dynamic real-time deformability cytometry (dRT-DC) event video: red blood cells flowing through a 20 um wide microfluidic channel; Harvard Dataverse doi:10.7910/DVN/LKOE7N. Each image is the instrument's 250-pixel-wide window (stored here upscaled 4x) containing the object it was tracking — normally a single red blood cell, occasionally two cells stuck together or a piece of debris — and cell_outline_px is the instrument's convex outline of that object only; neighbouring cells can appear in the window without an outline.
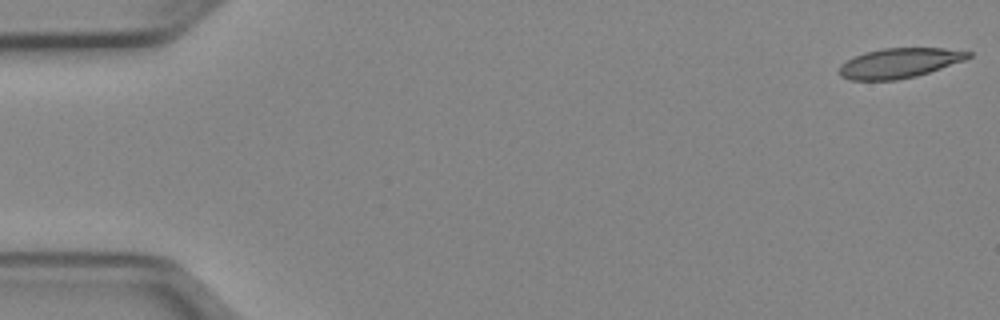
{"species": "Egyptian fruit bat (a non-hibernating species)", "species_latin": "Rousettus aegyptiacus", "temperature_condition": "cold", "stored_images_in_passage": 51, "camera_frame_rate_fps": 3000, "um_per_image_px": 0.085, "animal": {"sex": "female"}, "frame": {"image": 1, "passage_image": 1, "time_ms": 0.0, "image_size_px": [1000, 320], "cell_outline_px": [[972, 56], [964, 60], [916, 76], [896, 80], [852, 80], [840, 76], [840, 64], [864, 52], [880, 48], [944, 48], [972, 52]], "centroid_in_image_um": [76.44, 5.35], "position_along_channel_um": 8.6, "area_um2": 22.25}}
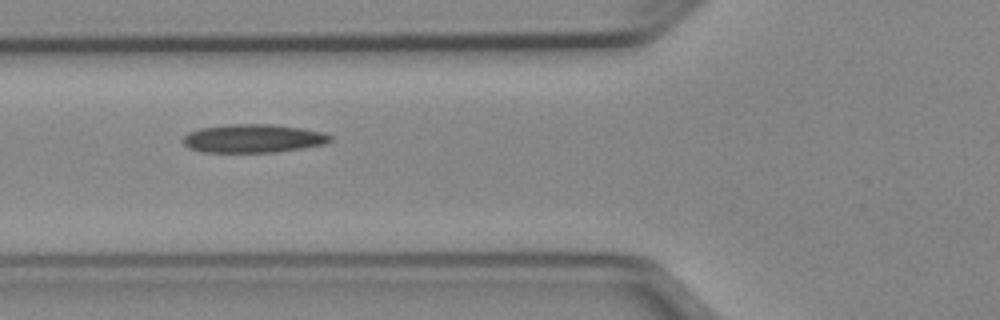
{"frame": {"image": 2, "passage_image": 19, "time_ms": 6.0, "image_size_px": [1000, 320], "cell_outline_px": [[332, 140], [324, 144], [276, 152], [204, 152], [188, 148], [180, 140], [188, 132], [200, 128], [232, 124], [272, 124], [300, 128], [324, 132], [332, 136]], "centroid_in_image_um": [21.49, 11.77], "position_along_channel_um": 104.3, "area_um2": 24.39}}
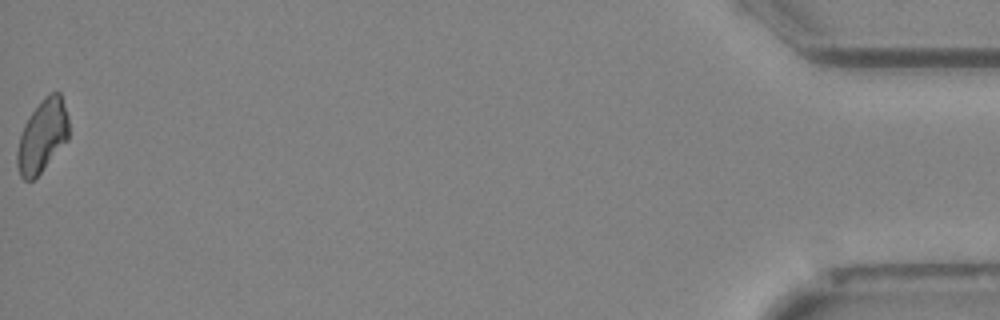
{"frame": {"image": 3, "passage_image": 51, "time_ms": 16.667, "image_size_px": [1000, 320], "cell_outline_px": [[68, 140], [44, 168], [32, 180], [24, 180], [20, 176], [16, 164], [16, 152], [20, 136], [24, 124], [32, 112], [44, 96], [52, 92], [60, 92], [68, 116]], "centroid_in_image_um": [3.59, 11.56], "position_along_channel_um": 431.6, "area_um2": 21.73}, "authors_computed_cell_mechanics": {"area_um2": 23.2356, "velocity_mm_per_s": 3.9735, "shape_relaxation_time_tau1_ms": null, "shape_relaxation_time_tau2_ms": 4.6324, "deformation_change_tau1": null, "deformation_change_tau2": 0.1169}}